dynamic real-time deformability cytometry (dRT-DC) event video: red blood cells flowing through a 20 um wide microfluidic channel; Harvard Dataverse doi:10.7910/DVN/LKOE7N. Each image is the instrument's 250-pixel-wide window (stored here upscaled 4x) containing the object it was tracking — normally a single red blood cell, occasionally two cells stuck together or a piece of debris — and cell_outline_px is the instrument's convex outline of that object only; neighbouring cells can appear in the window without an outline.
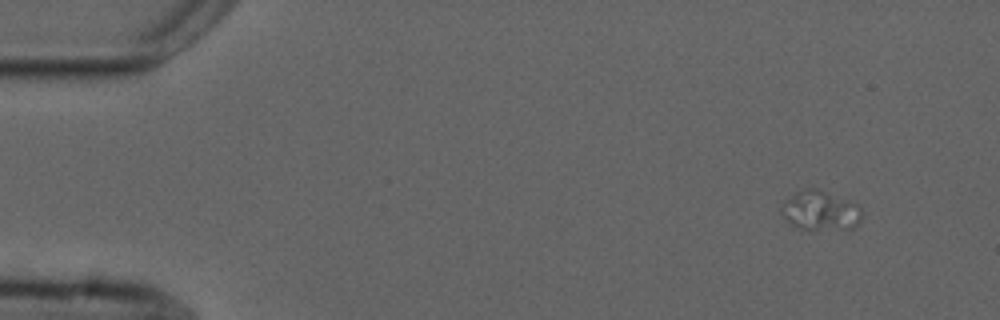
{"species": "common noctule bat (a hibernating species)", "species_latin": "Nyctalus noctula", "temperature_condition": "cold", "stored_images_in_passage": 4, "camera_frame_rate_fps": 3000, "um_per_image_px": 0.085, "animal": {"sex": "male", "forearm_length_mm": 52.5}, "frame": {"image": 1, "passage_image": 1, "time_ms": 0.0, "image_size_px": [1000, 320], "cell_outline_px": [[864, 216], [852, 228], [812, 232], [800, 228], [784, 220], [780, 212], [780, 204], [784, 200], [796, 192], [808, 188], [816, 188], [828, 192], [856, 204], [860, 208]], "centroid_in_image_um": [69.69, 17.94], "position_along_channel_um": 15.3, "area_um2": 19.02}}